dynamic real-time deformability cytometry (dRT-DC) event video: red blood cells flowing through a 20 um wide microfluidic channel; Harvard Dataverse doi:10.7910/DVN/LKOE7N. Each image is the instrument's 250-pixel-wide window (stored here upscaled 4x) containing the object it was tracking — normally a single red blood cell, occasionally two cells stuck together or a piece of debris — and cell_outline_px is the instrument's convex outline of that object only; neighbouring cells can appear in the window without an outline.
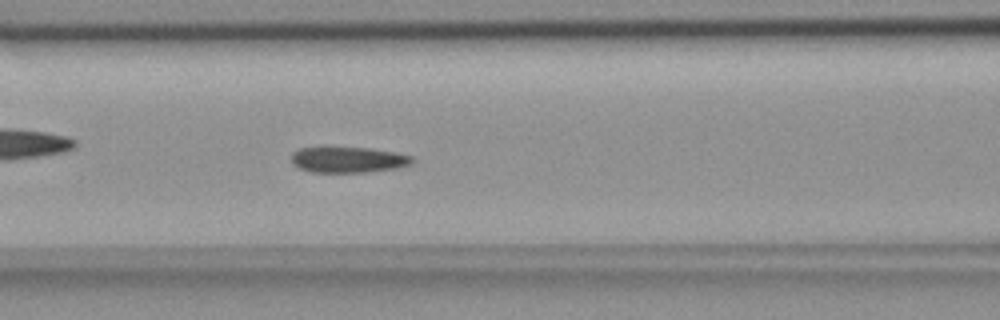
{"species": "common noctule bat (a hibernating species)", "species_latin": "Nyctalus noctula", "temperature_condition": "room temperature", "stored_images_in_passage": 55, "camera_frame_rate_fps": 3000, "um_per_image_px": 0.085, "animal": {"sex": "female", "body_mass_g": 18.4}, "frame": {"image": 1, "passage_image": 23, "time_ms": 7.333, "image_size_px": [1000, 320], "cell_outline_px": [[416, 160], [412, 164], [396, 168], [368, 172], [312, 172], [300, 168], [292, 164], [292, 152], [300, 148], [368, 148], [392, 152], [412, 156]], "centroid_in_image_um": [29.61, 13.59], "position_along_channel_um": 137.0, "area_um2": 17.98}}
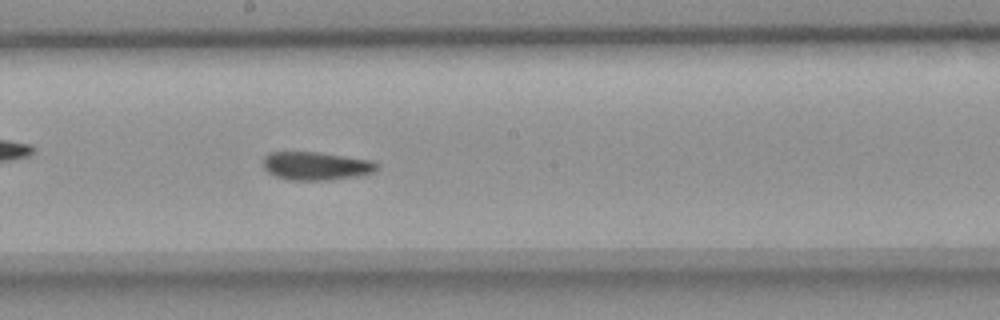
{"frame": {"image": 2, "passage_image": 30, "time_ms": 9.667, "image_size_px": [1000, 320], "cell_outline_px": [[380, 168], [376, 172], [360, 176], [332, 180], [288, 180], [276, 176], [268, 172], [264, 168], [264, 156], [268, 152], [320, 152], [372, 160], [380, 164]], "centroid_in_image_um": [26.94, 14.11], "position_along_channel_um": 221.3, "area_um2": 19.13}}
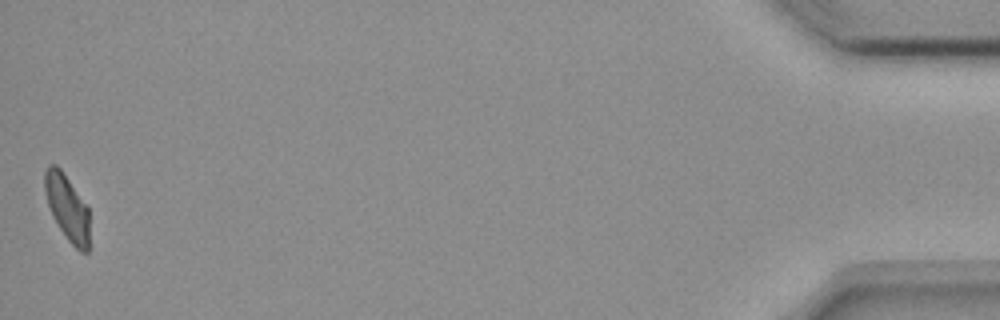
{"frame": {"image": 3, "passage_image": 55, "time_ms": 18.0, "image_size_px": [1000, 320], "cell_outline_px": [[88, 252], [80, 252], [68, 240], [52, 216], [48, 204], [44, 188], [44, 172], [48, 164], [56, 164], [60, 168], [88, 204]], "centroid_in_image_um": [5.71, 17.6], "position_along_channel_um": 429.5, "area_um2": 17.22}, "authors_computed_cell_mechanics": {"area_um2": 18.496, "velocity_mm_per_s": 3.6314, "shape_relaxation_time_tau1_ms": null, "shape_relaxation_time_tau2_ms": 2.6327, "deformation_change_tau1": null, "deformation_change_tau2": 0.0757}}